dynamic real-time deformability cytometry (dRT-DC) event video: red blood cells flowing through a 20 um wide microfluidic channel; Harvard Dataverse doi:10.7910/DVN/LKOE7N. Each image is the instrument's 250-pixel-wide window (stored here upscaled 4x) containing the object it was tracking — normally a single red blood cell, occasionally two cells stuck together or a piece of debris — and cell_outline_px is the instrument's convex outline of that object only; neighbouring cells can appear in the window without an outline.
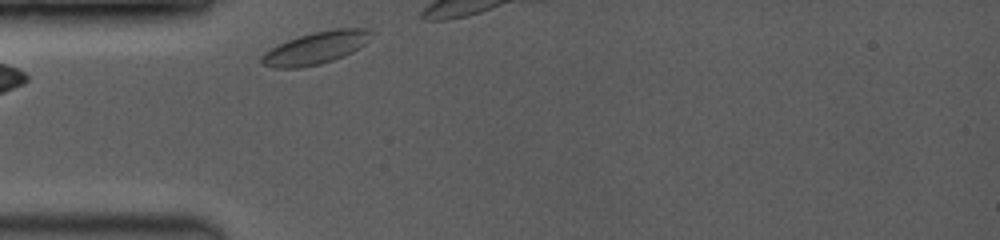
{"species": "common noctule bat (a hibernating species)", "species_latin": "Nyctalus noctula", "temperature_condition": "room temperature", "stored_images_in_passage": 5, "camera_frame_rate_fps": 3500, "um_per_image_px": 0.085, "animal": {"sex": "female", "body_mass_g": 19.0, "forearm_length_mm": 53.3}, "frame": {"image": 1, "passage_image": 1, "time_ms": 0.0, "image_size_px": [1000, 240], "cell_outline_px": [[376, 32], [360, 48], [344, 56], [320, 64], [300, 68], [276, 68], [264, 64], [260, 60], [260, 56], [264, 52], [288, 40], [312, 32], [336, 28], [372, 28]], "centroid_in_image_um": [26.91, 4.06], "position_along_channel_um": 58.1, "area_um2": 20.75}}